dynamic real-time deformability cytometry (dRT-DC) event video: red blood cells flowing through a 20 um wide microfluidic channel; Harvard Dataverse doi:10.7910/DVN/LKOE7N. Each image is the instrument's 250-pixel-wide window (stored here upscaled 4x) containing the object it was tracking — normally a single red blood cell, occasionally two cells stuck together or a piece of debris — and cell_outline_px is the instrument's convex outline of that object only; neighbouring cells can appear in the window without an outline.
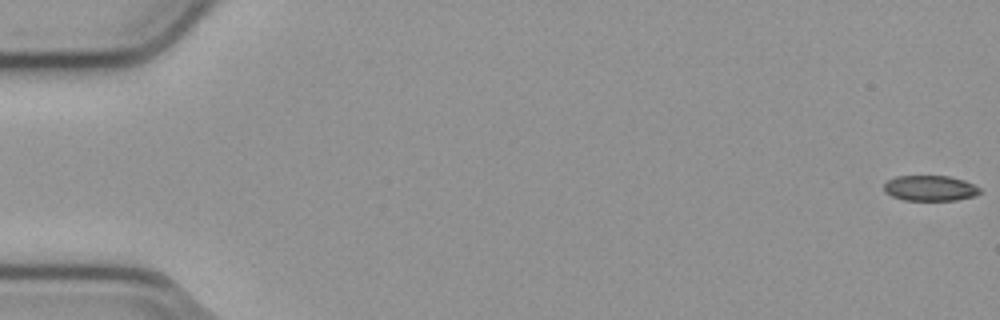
{"species": "common noctule bat (a hibernating species)", "species_latin": "Nyctalus noctula", "temperature_condition": "cold", "stored_images_in_passage": 49, "camera_frame_rate_fps": 3000, "um_per_image_px": 0.085, "animal": {"sex": "male", "body_mass_g": 23.1, "forearm_length_mm": 52.7}, "frame": {"image": 1, "passage_image": 1, "time_ms": 0.0, "image_size_px": [1000, 320], "cell_outline_px": [[980, 192], [976, 196], [956, 200], [904, 200], [892, 196], [884, 192], [884, 184], [888, 180], [896, 176], [948, 176], [964, 180], [980, 188]], "centroid_in_image_um": [79.05, 16.0], "position_along_channel_um": 6.0, "area_um2": 14.22}}
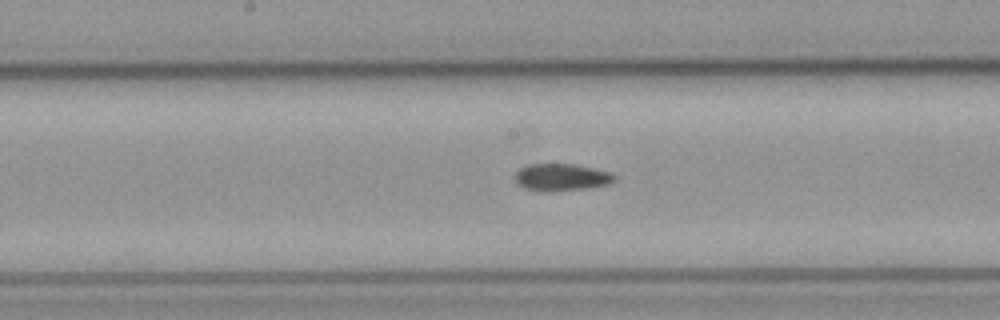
{"frame": {"image": 2, "passage_image": 29, "time_ms": 9.333, "image_size_px": [1000, 320], "cell_outline_px": [[616, 176], [608, 184], [588, 188], [552, 192], [544, 192], [524, 188], [516, 184], [512, 176], [520, 168], [528, 164], [576, 164], [612, 172]], "centroid_in_image_um": [47.66, 15.07], "position_along_channel_um": 200.5, "area_um2": 16.07}}
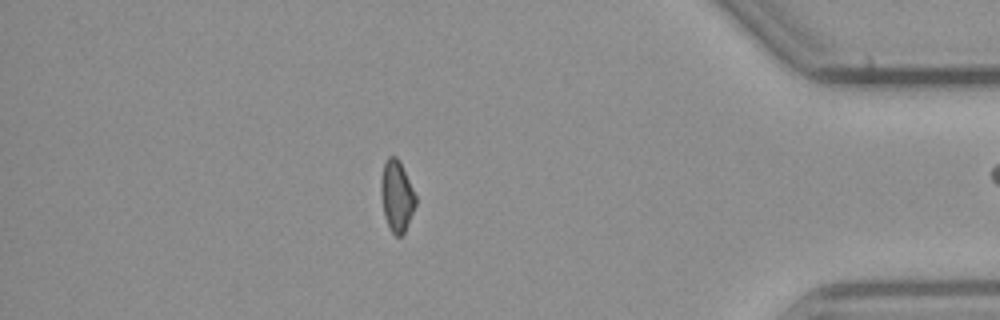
{"frame": {"image": 3, "passage_image": 48, "time_ms": 15.667, "image_size_px": [1000, 320], "cell_outline_px": [[416, 204], [404, 232], [400, 236], [396, 236], [392, 232], [384, 216], [380, 192], [380, 180], [384, 164], [388, 156], [396, 156], [400, 160], [416, 196]], "centroid_in_image_um": [33.71, 16.62], "position_along_channel_um": 401.5, "area_um2": 14.33}}